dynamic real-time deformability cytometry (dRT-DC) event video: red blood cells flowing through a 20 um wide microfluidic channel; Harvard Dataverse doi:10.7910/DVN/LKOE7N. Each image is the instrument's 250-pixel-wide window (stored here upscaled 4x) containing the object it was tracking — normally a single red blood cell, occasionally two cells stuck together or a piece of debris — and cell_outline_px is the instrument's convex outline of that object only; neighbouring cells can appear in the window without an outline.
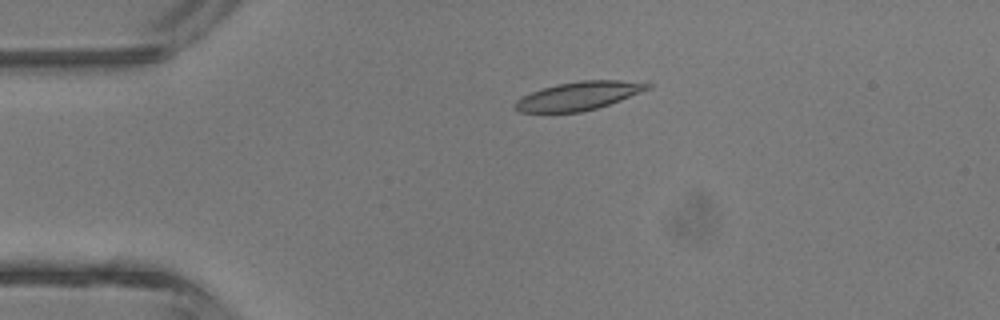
{"species": "common noctule bat (a hibernating species)", "species_latin": "Nyctalus noctula", "temperature_condition": "room temperature", "stored_images_in_passage": 2, "camera_frame_rate_fps": 3000, "um_per_image_px": 0.085, "animal": {"sex": "male", "body_mass_g": 13.3}, "frame": {"image": 1, "passage_image": 1, "time_ms": 0.0, "image_size_px": [1000, 320], "cell_outline_px": [[652, 88], [620, 100], [596, 108], [580, 112], [520, 112], [512, 108], [512, 104], [516, 100], [532, 92], [556, 84], [580, 80], [620, 80], [652, 84]], "centroid_in_image_um": [49.16, 8.15], "position_along_channel_um": 35.8, "area_um2": 21.79}}